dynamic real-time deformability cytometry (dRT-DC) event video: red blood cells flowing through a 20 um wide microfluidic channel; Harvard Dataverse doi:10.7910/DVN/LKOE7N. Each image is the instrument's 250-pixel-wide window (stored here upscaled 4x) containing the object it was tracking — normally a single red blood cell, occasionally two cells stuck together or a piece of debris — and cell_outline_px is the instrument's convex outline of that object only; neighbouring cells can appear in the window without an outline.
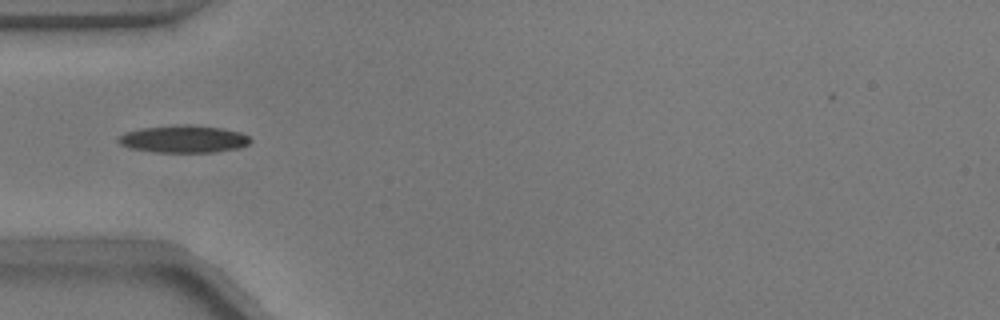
{"species": "common noctule bat (a hibernating species)", "species_latin": "Nyctalus noctula", "temperature_condition": "warm", "stored_images_in_passage": 46, "camera_frame_rate_fps": 3000, "um_per_image_px": 0.085, "animal": {"sex": "male", "body_mass_g": 17.9}, "frame": {"image": 1, "passage_image": 9, "time_ms": 2.667, "image_size_px": [1000, 320], "cell_outline_px": [[252, 140], [248, 144], [240, 148], [212, 152], [156, 152], [132, 148], [120, 144], [116, 140], [124, 132], [140, 128], [184, 124], [220, 128], [240, 132], [248, 136]], "centroid_in_image_um": [15.6, 11.81], "position_along_channel_um": 69.4, "area_um2": 20.92}}
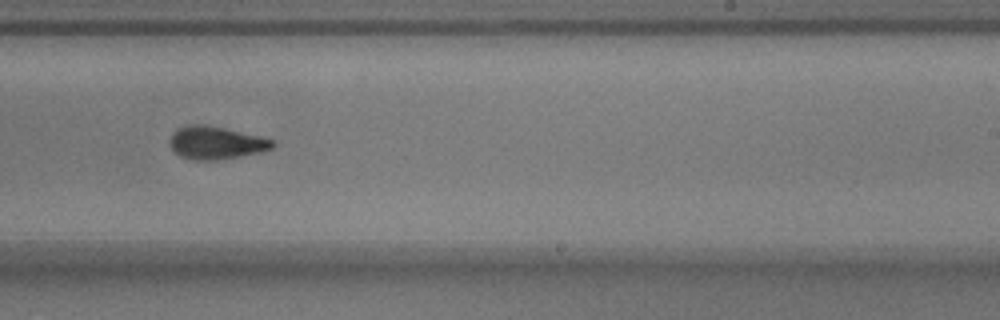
{"frame": {"image": 2, "passage_image": 25, "time_ms": 8.0, "image_size_px": [1000, 320], "cell_outline_px": [[276, 144], [272, 148], [260, 152], [240, 156], [216, 160], [192, 160], [180, 156], [172, 148], [168, 140], [172, 132], [176, 128], [188, 124], [204, 124], [224, 128], [272, 140]], "centroid_in_image_um": [18.28, 12.13], "position_along_channel_um": 270.7, "area_um2": 19.54}}
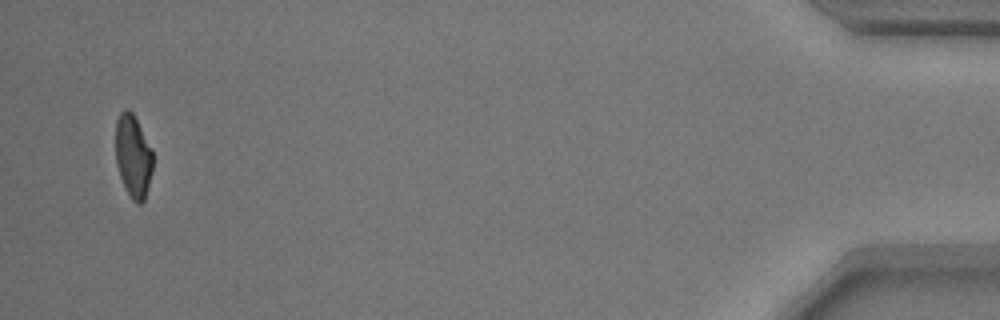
{"frame": {"image": 3, "passage_image": 44, "time_ms": 14.333, "image_size_px": [1000, 320], "cell_outline_px": [[152, 172], [144, 200], [140, 204], [136, 204], [132, 200], [120, 176], [116, 164], [116, 120], [120, 112], [124, 108], [128, 108], [132, 112], [152, 148]], "centroid_in_image_um": [11.31, 13.25], "position_along_channel_um": 423.9, "area_um2": 17.92}, "authors_computed_cell_mechanics": {"area_um2": 19.2185, "velocity_mm_per_s": 3.7594, "shape_relaxation_time_tau1_ms": 3.4147, "shape_relaxation_time_tau2_ms": 1.7884, "deformation_change_tau1": 0.1745, "deformation_change_tau2": 0.0823}}